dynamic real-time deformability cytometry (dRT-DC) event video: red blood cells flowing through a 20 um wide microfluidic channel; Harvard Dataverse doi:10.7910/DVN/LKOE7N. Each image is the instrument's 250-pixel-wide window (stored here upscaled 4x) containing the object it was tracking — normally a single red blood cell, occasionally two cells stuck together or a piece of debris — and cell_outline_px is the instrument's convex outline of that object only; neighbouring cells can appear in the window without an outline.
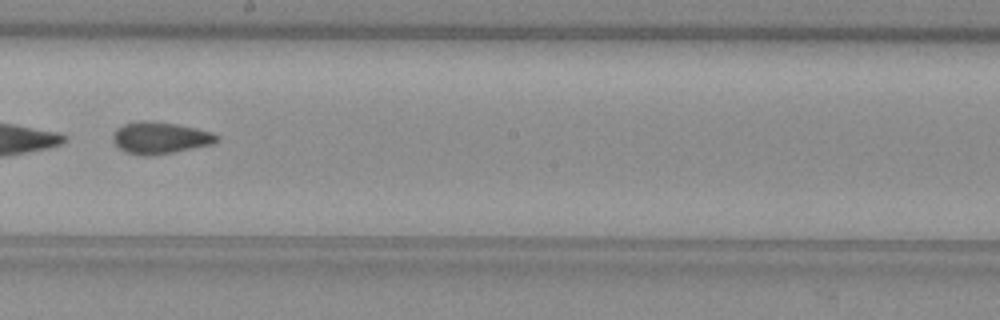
{"species": "common noctule bat (a hibernating species)", "species_latin": "Nyctalus noctula", "temperature_condition": "warm", "stored_images_in_passage": 37, "camera_frame_rate_fps": 3000, "um_per_image_px": 0.085, "animal": {"sex": "female", "body_mass_g": 29.2, "forearm_length_mm": 56.3}, "frame": {"image": 1, "passage_image": 16, "time_ms": 5.0, "image_size_px": [1000, 320], "cell_outline_px": [[220, 136], [212, 144], [152, 156], [140, 156], [124, 152], [112, 140], [112, 136], [116, 128], [124, 124], [140, 120], [144, 120], [176, 124], [196, 128], [212, 132]], "centroid_in_image_um": [13.56, 11.72], "position_along_channel_um": 234.6, "area_um2": 19.25}, "authors_computed_cell_mechanics": {"area_um2": 19.2474, "velocity_mm_per_s": 3.9915, "shape_relaxation_time_tau1_ms": 5.9124, "shape_relaxation_time_tau2_ms": 4.0236, "deformation_change_tau1": 0.1555, "deformation_change_tau2": 0.0814}}